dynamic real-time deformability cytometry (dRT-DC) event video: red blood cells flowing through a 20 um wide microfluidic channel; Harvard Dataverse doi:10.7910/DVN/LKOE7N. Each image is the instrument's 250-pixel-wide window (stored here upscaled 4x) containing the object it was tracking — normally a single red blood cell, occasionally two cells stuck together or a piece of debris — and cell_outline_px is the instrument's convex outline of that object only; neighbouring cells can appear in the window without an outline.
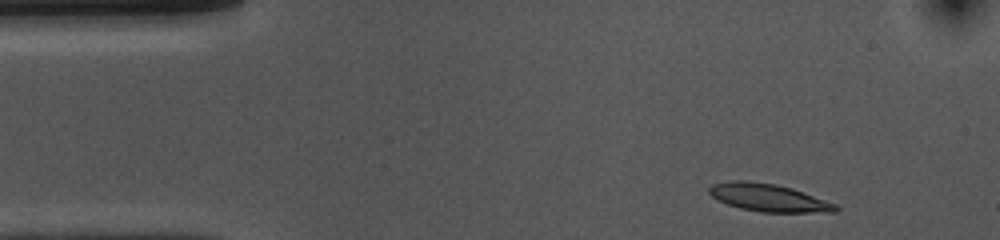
{"species": "common noctule bat (a hibernating species)", "species_latin": "Nyctalus noctula", "temperature_condition": "cold", "stored_images_in_passage": 44, "camera_frame_rate_fps": 3000, "um_per_image_px": 0.085, "animal": {"sex": "female", "body_mass_g": 10.0, "forearm_length_mm": 53.1}, "frame": {"image": 1, "passage_image": 3, "time_ms": 0.667, "image_size_px": [1000, 240], "cell_outline_px": [[840, 208], [836, 212], [760, 212], [740, 208], [716, 200], [708, 192], [708, 188], [712, 184], [728, 180], [748, 180], [776, 184], [792, 188], [836, 204]], "centroid_in_image_um": [65.28, 16.79], "position_along_channel_um": 19.7, "area_um2": 20.52}}
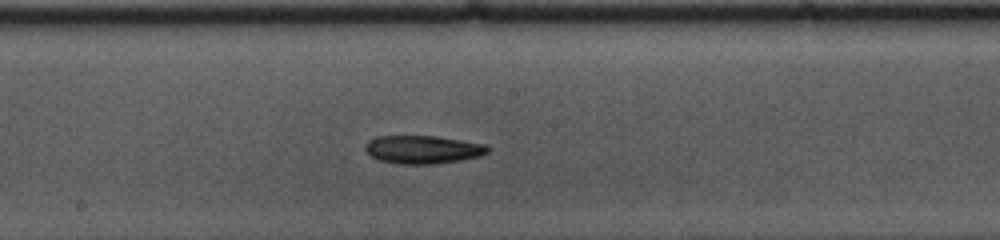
{"frame": {"image": 2, "passage_image": 24, "time_ms": 7.667, "image_size_px": [1000, 240], "cell_outline_px": [[492, 148], [488, 152], [480, 156], [460, 160], [432, 164], [396, 164], [380, 160], [372, 156], [364, 148], [368, 140], [376, 136], [436, 136], [488, 144]], "centroid_in_image_um": [35.98, 12.7], "position_along_channel_um": 212.2, "area_um2": 20.23}}
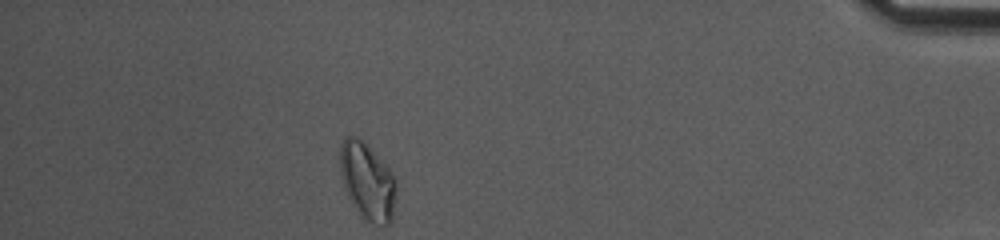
{"frame": {"image": 3, "passage_image": 44, "time_ms": 14.333, "image_size_px": [1000, 240], "cell_outline_px": [[396, 188], [392, 220], [388, 224], [384, 224], [364, 220], [360, 216], [352, 204], [348, 196], [340, 172], [340, 144], [344, 136], [360, 136], [368, 144], [388, 168], [396, 180]], "centroid_in_image_um": [31.21, 15.36], "position_along_channel_um": 404.0, "area_um2": 25.26}, "authors_computed_cell_mechanics": {"area_um2": 20.1433, "velocity_mm_per_s": 3.6839, "shape_relaxation_time_tau1_ms": 8.5388, "shape_relaxation_time_tau2_ms": null, "deformation_change_tau1": 0.1887, "deformation_change_tau2": null}}